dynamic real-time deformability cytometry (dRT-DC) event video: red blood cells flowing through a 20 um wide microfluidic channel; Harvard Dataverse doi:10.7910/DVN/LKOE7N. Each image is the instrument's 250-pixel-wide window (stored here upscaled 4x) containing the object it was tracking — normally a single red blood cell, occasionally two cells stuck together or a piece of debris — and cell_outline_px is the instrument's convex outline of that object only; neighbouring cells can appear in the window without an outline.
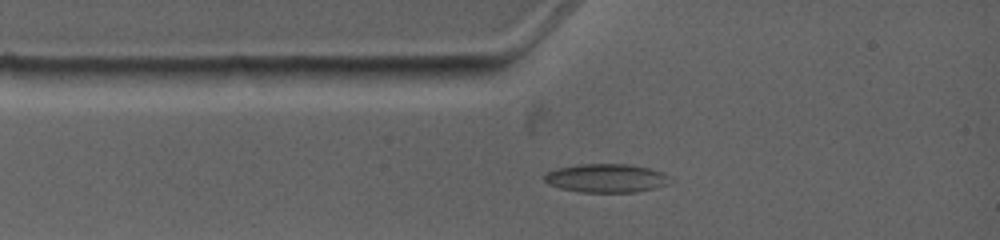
{"species": "common noctule bat (a hibernating species)", "species_latin": "Nyctalus noctula", "temperature_condition": "warm", "stored_images_in_passage": 2, "camera_frame_rate_fps": 4500, "um_per_image_px": 0.085, "animal": {"sex": "female", "body_mass_g": 19.0, "forearm_length_mm": 53.3}, "frame": {"image": 1, "passage_image": 1, "time_ms": 0.0, "image_size_px": [1000, 240], "cell_outline_px": [[668, 176], [664, 184], [652, 188], [636, 192], [580, 192], [560, 188], [548, 184], [544, 180], [544, 176], [548, 172], [556, 168], [580, 164], [628, 164], [648, 168], [660, 172]], "centroid_in_image_um": [51.43, 15.14], "position_along_channel_um": 33.6, "area_um2": 20.52}}